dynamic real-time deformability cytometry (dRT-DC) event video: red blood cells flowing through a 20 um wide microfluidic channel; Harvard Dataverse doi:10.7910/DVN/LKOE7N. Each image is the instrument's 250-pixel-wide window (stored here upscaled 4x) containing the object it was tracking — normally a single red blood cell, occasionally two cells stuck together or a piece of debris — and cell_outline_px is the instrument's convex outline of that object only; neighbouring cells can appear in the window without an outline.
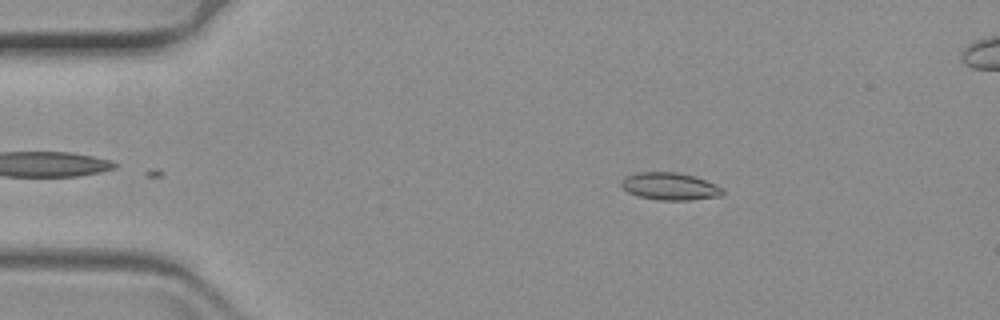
{"species": "common noctule bat (a hibernating species)", "species_latin": "Nyctalus noctula", "temperature_condition": "warm", "stored_images_in_passage": 46, "camera_frame_rate_fps": 3000, "um_per_image_px": 0.085, "animal": {"sex": "female", "body_mass_g": 19.3, "forearm_length_mm": 54.1}, "frame": {"image": 1, "passage_image": 7, "time_ms": 2.0, "image_size_px": [1000, 320], "cell_outline_px": [[724, 192], [720, 196], [688, 200], [656, 200], [640, 196], [628, 192], [620, 184], [620, 180], [624, 176], [636, 172], [676, 172], [696, 176], [716, 184], [724, 188]], "centroid_in_image_um": [56.94, 15.82], "position_along_channel_um": 28.1, "area_um2": 16.36}}
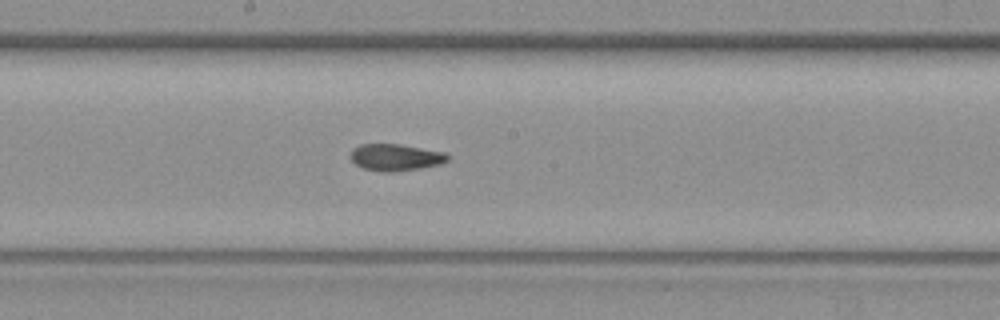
{"frame": {"image": 2, "passage_image": 29, "time_ms": 9.333, "image_size_px": [1000, 320], "cell_outline_px": [[452, 156], [448, 160], [440, 164], [420, 168], [392, 172], [380, 172], [364, 168], [356, 164], [352, 160], [352, 152], [360, 144], [400, 144], [444, 152]], "centroid_in_image_um": [33.68, 13.38], "position_along_channel_um": 214.5, "area_um2": 15.03}}
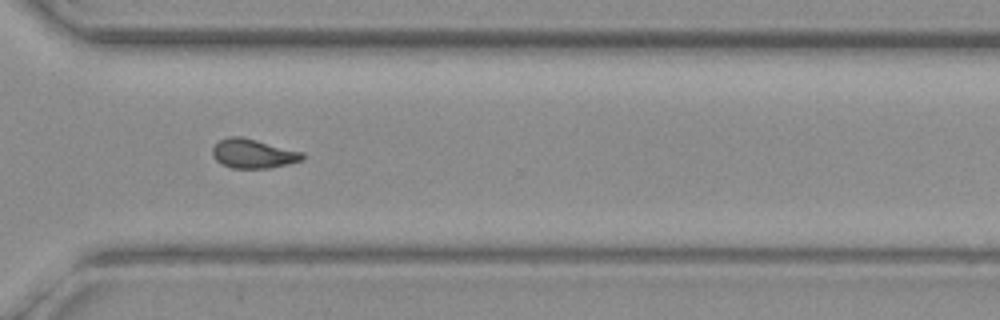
{"frame": {"image": 3, "passage_image": 41, "time_ms": 13.333, "image_size_px": [1000, 320], "cell_outline_px": [[304, 160], [288, 164], [268, 168], [232, 168], [220, 164], [212, 156], [212, 148], [220, 140], [228, 136], [240, 136], [304, 152]], "centroid_in_image_um": [21.51, 13.06], "position_along_channel_um": 349.1, "area_um2": 15.37}}